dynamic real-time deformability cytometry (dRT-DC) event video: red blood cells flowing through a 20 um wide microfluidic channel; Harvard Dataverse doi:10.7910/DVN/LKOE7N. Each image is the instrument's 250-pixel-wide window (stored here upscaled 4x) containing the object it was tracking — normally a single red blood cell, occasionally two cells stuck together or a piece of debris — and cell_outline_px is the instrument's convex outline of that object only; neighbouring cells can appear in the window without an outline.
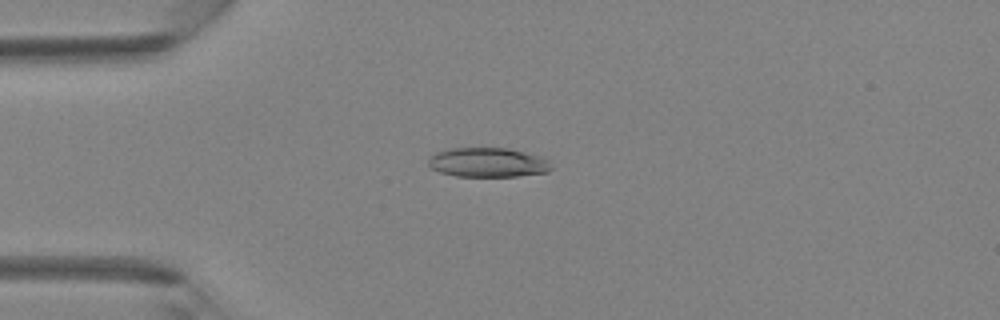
{"species": "Egyptian fruit bat (a non-hibernating species)", "species_latin": "Rousettus aegyptiacus", "temperature_condition": "room temperature", "stored_images_in_passage": 33, "camera_frame_rate_fps": 3000, "um_per_image_px": 0.085, "animal": {"sex": "female"}, "frame": {"image": 1, "passage_image": 2, "time_ms": 0.333, "image_size_px": [1000, 320], "cell_outline_px": [[552, 168], [548, 172], [516, 176], [456, 176], [440, 172], [432, 168], [428, 164], [428, 160], [436, 152], [452, 148], [508, 148], [524, 152], [548, 160], [552, 164]], "centroid_in_image_um": [41.47, 13.81], "position_along_channel_um": 43.5, "area_um2": 20.87}}
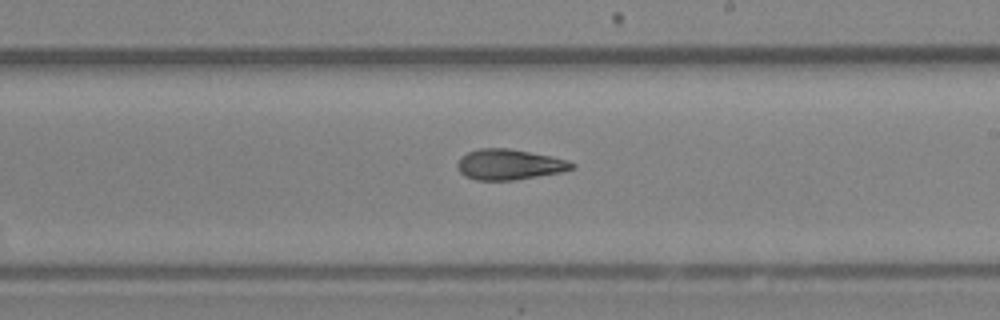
{"frame": {"image": 2, "passage_image": 16, "time_ms": 5.0, "image_size_px": [1000, 320], "cell_outline_px": [[576, 164], [572, 168], [560, 172], [512, 180], [476, 180], [464, 176], [460, 172], [456, 164], [460, 156], [468, 152], [480, 148], [508, 148], [552, 156], [568, 160]], "centroid_in_image_um": [43.25, 13.97], "position_along_channel_um": 245.8, "area_um2": 20.29}}
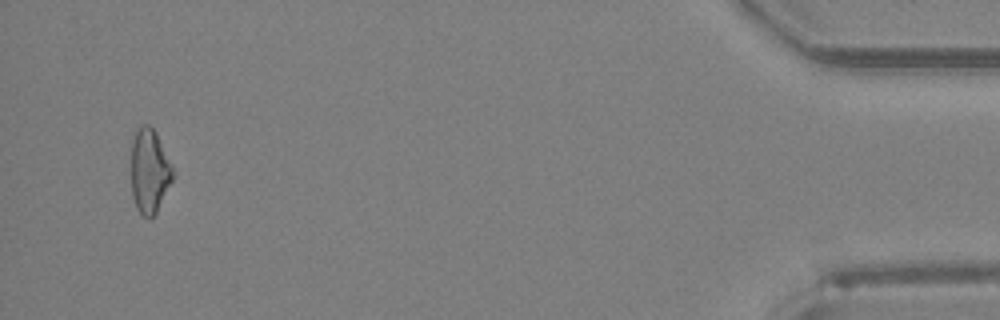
{"frame": {"image": 3, "passage_image": 32, "time_ms": 10.333, "image_size_px": [1000, 320], "cell_outline_px": [[176, 176], [156, 212], [148, 220], [136, 208], [132, 196], [132, 136], [144, 124], [148, 124], [156, 132], [172, 164]], "centroid_in_image_um": [12.74, 14.55], "position_along_channel_um": 422.5, "area_um2": 20.63}}